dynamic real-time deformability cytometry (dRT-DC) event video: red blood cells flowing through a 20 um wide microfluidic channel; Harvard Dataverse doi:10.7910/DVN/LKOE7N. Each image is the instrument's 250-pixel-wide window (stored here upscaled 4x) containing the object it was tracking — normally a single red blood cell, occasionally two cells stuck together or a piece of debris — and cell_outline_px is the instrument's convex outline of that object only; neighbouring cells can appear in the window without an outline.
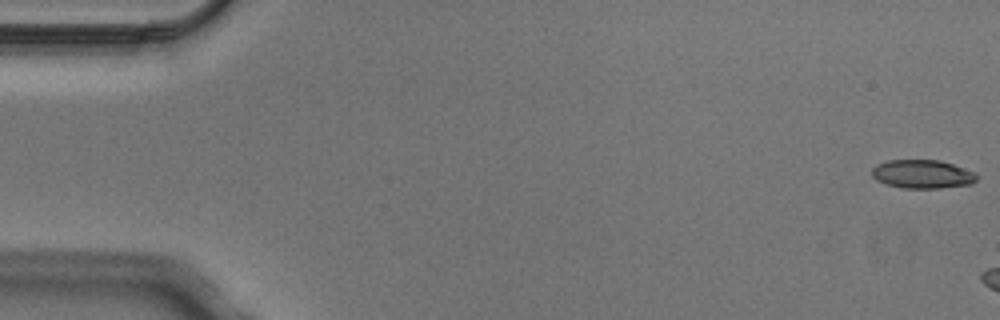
{"species": "Egyptian fruit bat (a non-hibernating species)", "species_latin": "Rousettus aegyptiacus", "temperature_condition": "cold", "stored_images_in_passage": 4, "camera_frame_rate_fps": 3000, "um_per_image_px": 0.085, "animal": {"sex": "male"}, "frame": {"image": 1, "passage_image": 1, "time_ms": 0.0, "image_size_px": [1000, 320], "cell_outline_px": [[976, 180], [972, 184], [940, 188], [904, 188], [888, 184], [876, 180], [872, 176], [872, 168], [876, 164], [888, 160], [940, 160], [976, 172]], "centroid_in_image_um": [78.4, 14.79], "position_along_channel_um": 6.6, "area_um2": 17.46}}